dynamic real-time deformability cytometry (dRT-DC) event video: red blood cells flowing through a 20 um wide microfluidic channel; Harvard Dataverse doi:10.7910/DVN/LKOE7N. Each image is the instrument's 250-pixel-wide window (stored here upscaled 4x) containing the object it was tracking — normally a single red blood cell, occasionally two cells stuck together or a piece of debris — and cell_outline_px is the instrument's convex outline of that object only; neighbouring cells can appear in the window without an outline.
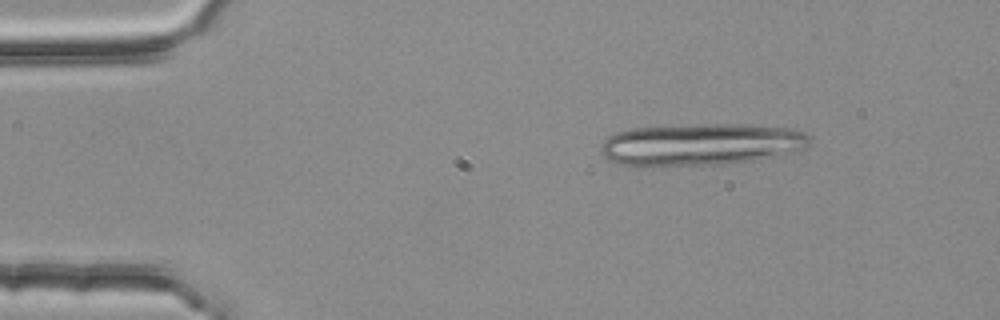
{"species": "common noctule bat (a hibernating species)", "species_latin": "Nyctalus noctula", "temperature_condition": "room temperature", "stored_images_in_passage": 4, "camera_frame_rate_fps": 3000, "um_per_image_px": 0.085, "animal": {"sex": "female", "body_mass_g": 25.1}, "frame": {"image": 1, "passage_image": 1, "time_ms": 0.0, "image_size_px": [1000, 320], "cell_outline_px": [[808, 144], [804, 148], [752, 160], [716, 164], [652, 168], [636, 168], [620, 164], [608, 160], [600, 152], [600, 144], [608, 136], [616, 132], [632, 128], [704, 124], [748, 124], [792, 128], [804, 132], [808, 136]], "centroid_in_image_um": [59.42, 12.29], "position_along_channel_um": 25.6, "area_um2": 51.62}}